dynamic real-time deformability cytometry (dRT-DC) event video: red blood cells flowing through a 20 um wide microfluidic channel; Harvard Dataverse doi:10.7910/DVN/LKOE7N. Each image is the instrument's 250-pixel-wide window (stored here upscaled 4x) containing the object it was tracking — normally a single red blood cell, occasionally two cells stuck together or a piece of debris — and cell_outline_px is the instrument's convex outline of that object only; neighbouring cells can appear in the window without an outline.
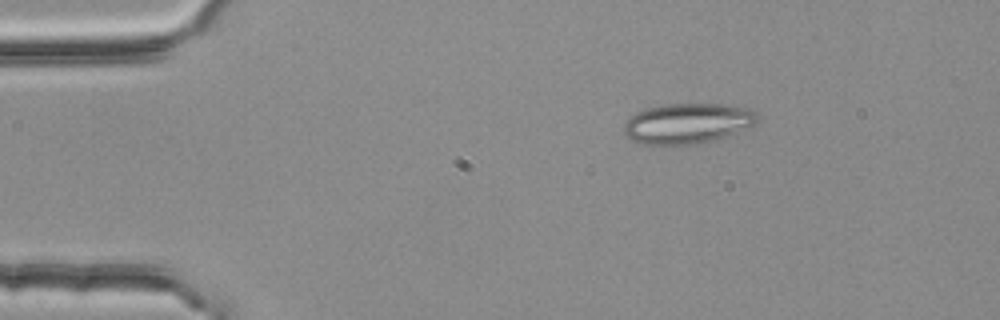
{"species": "common noctule bat (a hibernating species)", "species_latin": "Nyctalus noctula", "temperature_condition": "room temperature", "stored_images_in_passage": 2, "camera_frame_rate_fps": 3000, "um_per_image_px": 0.085, "animal": {"sex": "female", "body_mass_g": 25.1}, "frame": {"image": 1, "passage_image": 1, "time_ms": 0.0, "image_size_px": [1000, 320], "cell_outline_px": [[756, 120], [752, 124], [716, 140], [696, 144], [644, 144], [632, 140], [624, 132], [624, 124], [636, 112], [648, 108], [664, 104], [720, 104], [744, 108], [756, 112]], "centroid_in_image_um": [58.38, 10.49], "position_along_channel_um": 26.6, "area_um2": 30.63}}